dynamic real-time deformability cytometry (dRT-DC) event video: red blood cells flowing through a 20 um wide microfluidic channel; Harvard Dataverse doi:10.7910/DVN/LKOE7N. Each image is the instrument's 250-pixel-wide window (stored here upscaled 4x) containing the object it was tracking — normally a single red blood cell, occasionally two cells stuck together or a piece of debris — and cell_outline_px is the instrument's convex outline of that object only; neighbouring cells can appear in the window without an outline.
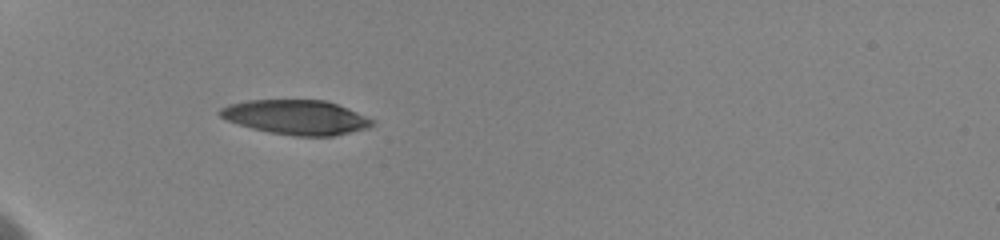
{"species": "human", "species_latin": "Homo sapiens", "temperature_condition": "cold", "stored_images_in_passage": 23, "camera_frame_rate_fps": 3000, "um_per_image_px": 0.085, "donor": {"sex": "female"}, "frame": {"image": 1, "passage_image": 16, "time_ms": 7.333, "image_size_px": [1000, 240], "cell_outline_px": [[376, 124], [368, 128], [332, 136], [292, 136], [268, 132], [252, 128], [228, 120], [220, 116], [216, 112], [220, 108], [228, 104], [248, 100], [324, 100], [348, 108], [376, 120]], "centroid_in_image_um": [25.19, 9.97], "position_along_channel_um": 59.8, "area_um2": 30.75}}